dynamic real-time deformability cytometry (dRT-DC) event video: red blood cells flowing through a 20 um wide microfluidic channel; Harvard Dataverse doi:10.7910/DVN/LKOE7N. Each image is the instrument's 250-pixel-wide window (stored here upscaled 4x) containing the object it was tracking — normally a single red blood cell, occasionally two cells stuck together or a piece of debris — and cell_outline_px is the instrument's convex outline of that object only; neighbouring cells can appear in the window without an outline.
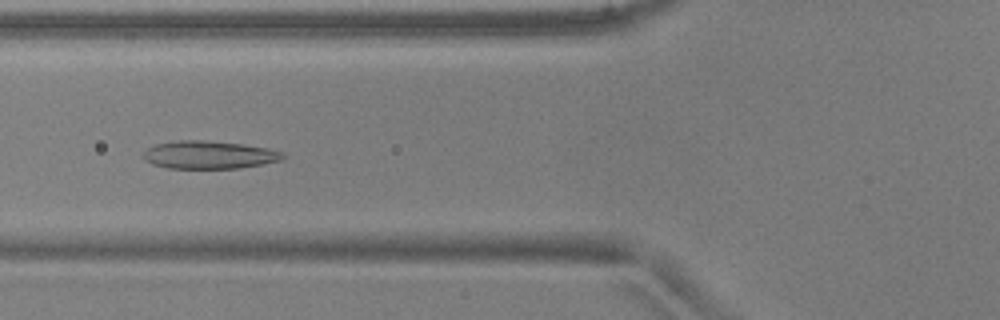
{"species": "common noctule bat (a hibernating species)", "species_latin": "Nyctalus noctula", "temperature_condition": "warm", "stored_images_in_passage": 39, "camera_frame_rate_fps": 3000, "um_per_image_px": 0.085, "animal": {"sex": "male", "body_mass_g": 17.9, "forearm_length_mm": 54.2}, "frame": {"image": 1, "passage_image": 8, "time_ms": 2.333, "image_size_px": [1000, 320], "cell_outline_px": [[288, 156], [284, 160], [240, 168], [168, 168], [152, 164], [144, 160], [140, 156], [148, 148], [156, 144], [176, 140], [204, 140], [240, 144], [268, 148], [284, 152]], "centroid_in_image_um": [17.79, 13.16], "position_along_channel_um": 108.0, "area_um2": 22.89}}
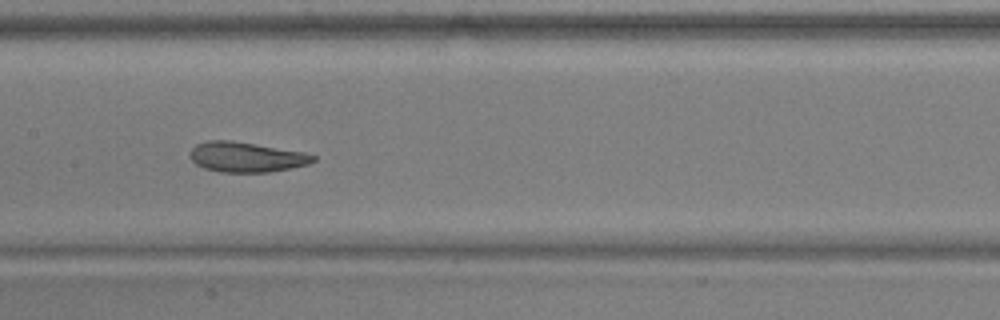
{"frame": {"image": 2, "passage_image": 14, "time_ms": 4.333, "image_size_px": [1000, 320], "cell_outline_px": [[316, 160], [308, 164], [268, 172], [220, 172], [204, 168], [196, 164], [188, 156], [188, 152], [196, 144], [208, 140], [232, 140], [304, 152], [316, 156]], "centroid_in_image_um": [20.89, 13.34], "position_along_channel_um": 186.5, "area_um2": 21.62}}
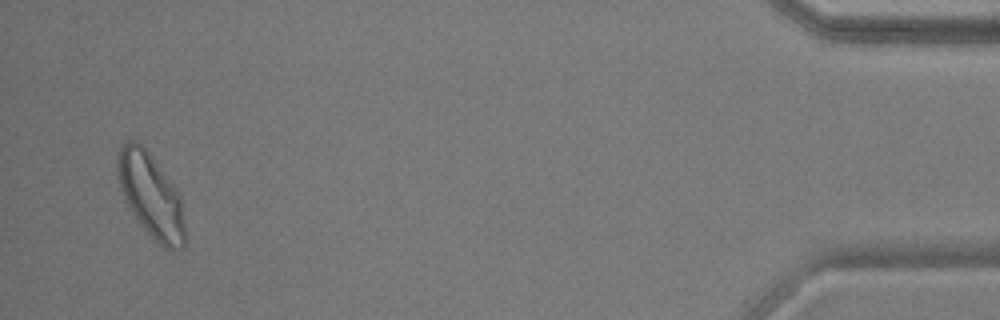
{"frame": {"image": 3, "passage_image": 38, "time_ms": 12.333, "image_size_px": [1000, 320], "cell_outline_px": [[188, 240], [184, 248], [164, 248], [144, 228], [132, 212], [124, 200], [120, 188], [116, 172], [116, 160], [120, 148], [128, 140], [136, 140], [144, 148], [172, 184], [180, 196]], "centroid_in_image_um": [12.83, 16.65], "position_along_channel_um": 422.4, "area_um2": 32.71}, "authors_computed_cell_mechanics": {"area_um2": 23.3512, "velocity_mm_per_s": 3.9048, "shape_relaxation_time_tau1_ms": 3.8196, "shape_relaxation_time_tau2_ms": 1.5103, "deformation_change_tau1": 0.1273, "deformation_change_tau2": 0.0799}}